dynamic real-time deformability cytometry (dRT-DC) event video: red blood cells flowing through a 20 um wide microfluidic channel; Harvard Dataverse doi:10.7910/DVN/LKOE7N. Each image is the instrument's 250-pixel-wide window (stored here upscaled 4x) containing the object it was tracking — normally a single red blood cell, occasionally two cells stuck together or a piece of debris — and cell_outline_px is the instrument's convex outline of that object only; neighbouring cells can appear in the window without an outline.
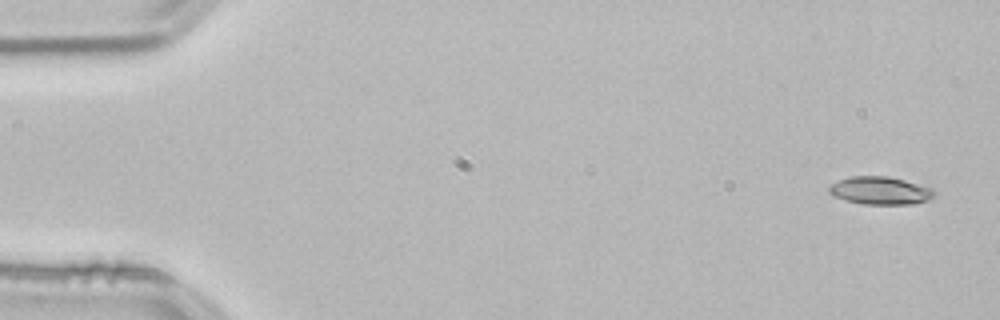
{"species": "common noctule bat (a hibernating species)", "species_latin": "Nyctalus noctula", "temperature_condition": "room temperature", "stored_images_in_passage": 52, "camera_frame_rate_fps": 3000, "um_per_image_px": 0.085, "animal": {"sex": "male", "body_mass_g": 21.5, "forearm_length_mm": 52.0}, "frame": {"image": 1, "passage_image": 1, "time_ms": 0.0, "image_size_px": [1000, 320], "cell_outline_px": [[936, 196], [928, 200], [912, 204], [864, 204], [844, 200], [832, 196], [828, 192], [828, 184], [852, 176], [888, 176], [904, 180], [932, 188], [936, 192]], "centroid_in_image_um": [74.8, 16.2], "position_along_channel_um": 10.2, "area_um2": 17.22}}
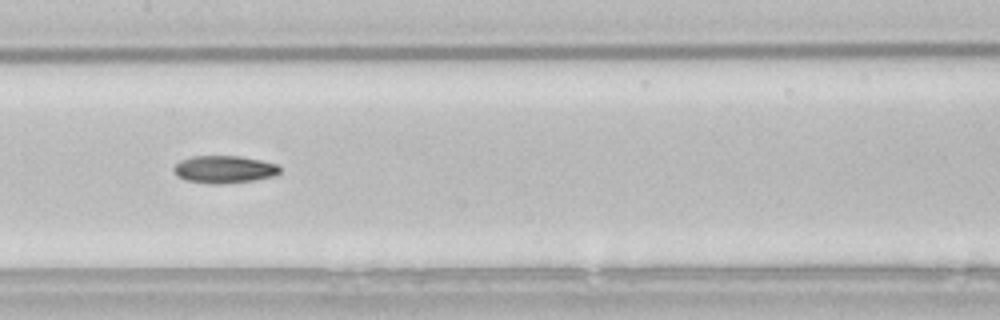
{"frame": {"image": 2, "passage_image": 25, "time_ms": 8.0, "image_size_px": [1000, 320], "cell_outline_px": [[280, 172], [272, 176], [252, 180], [220, 184], [212, 184], [188, 180], [176, 176], [172, 168], [180, 160], [192, 156], [240, 156], [260, 160], [276, 164], [280, 168]], "centroid_in_image_um": [19.02, 14.39], "position_along_channel_um": 188.4, "area_um2": 16.82}}
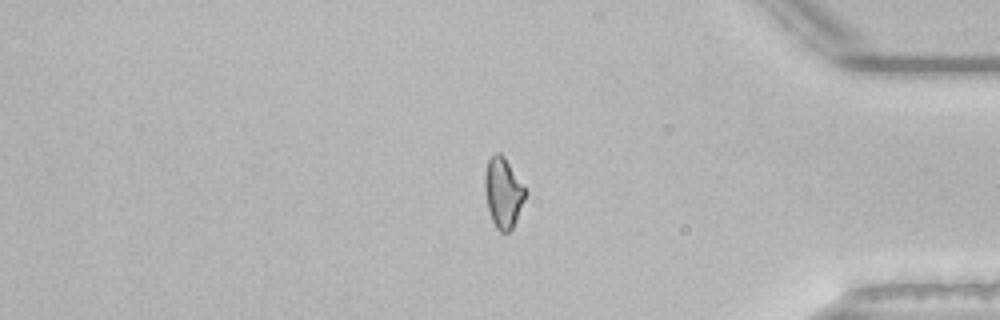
{"frame": {"image": 3, "passage_image": 43, "time_ms": 14.0, "image_size_px": [1000, 320], "cell_outline_px": [[528, 192], [516, 220], [512, 228], [508, 232], [500, 232], [496, 228], [492, 220], [488, 208], [484, 188], [484, 176], [488, 160], [496, 152], [500, 152], [504, 156]], "centroid_in_image_um": [42.77, 16.37], "position_along_channel_um": 392.4, "area_um2": 16.53}, "authors_computed_cell_mechanics": {"area_um2": 16.7331, "velocity_mm_per_s": 3.8509, "shape_relaxation_time_tau1_ms": 10.7982, "shape_relaxation_time_tau2_ms": 7.2708, "deformation_change_tau1": 0.2268, "deformation_change_tau2": 0.1598}}